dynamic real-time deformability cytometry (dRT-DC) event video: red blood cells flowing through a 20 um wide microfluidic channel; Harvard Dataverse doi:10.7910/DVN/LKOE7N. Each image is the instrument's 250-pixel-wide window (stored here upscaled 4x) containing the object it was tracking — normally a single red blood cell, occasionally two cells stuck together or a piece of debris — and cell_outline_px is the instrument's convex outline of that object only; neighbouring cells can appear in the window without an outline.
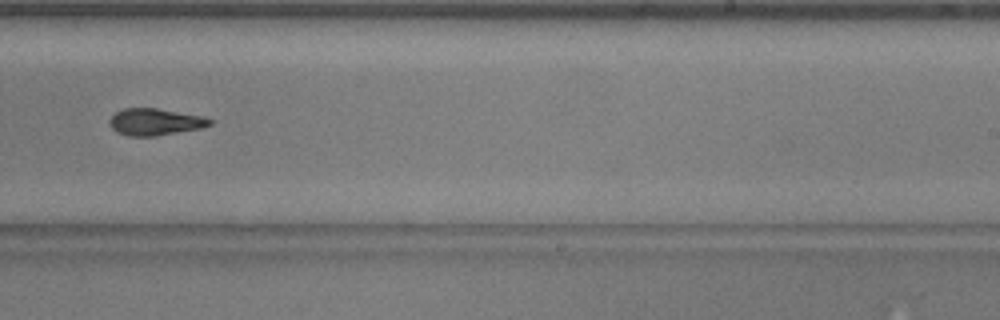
{"species": "common noctule bat (a hibernating species)", "species_latin": "Nyctalus noctula", "temperature_condition": "warm", "stored_images_in_passage": 32, "camera_frame_rate_fps": 3000, "um_per_image_px": 0.085, "animal": {"sex": "male", "body_mass_g": 20.5, "forearm_length_mm": 52.5}, "frame": {"image": 1, "passage_image": 19, "time_ms": 6.0, "image_size_px": [1000, 320], "cell_outline_px": [[212, 124], [200, 128], [156, 136], [128, 136], [116, 132], [108, 124], [108, 120], [116, 112], [124, 108], [156, 108], [204, 116], [212, 120]], "centroid_in_image_um": [13.15, 10.36], "position_along_channel_um": 275.8, "area_um2": 15.72}, "authors_computed_cell_mechanics": {"area_um2": 15.7505, "velocity_mm_per_s": 3.8106, "shape_relaxation_time_tau1_ms": 2.4741, "shape_relaxation_time_tau2_ms": 2.0765, "deformation_change_tau1": 0.1607, "deformation_change_tau2": 0.1068}}